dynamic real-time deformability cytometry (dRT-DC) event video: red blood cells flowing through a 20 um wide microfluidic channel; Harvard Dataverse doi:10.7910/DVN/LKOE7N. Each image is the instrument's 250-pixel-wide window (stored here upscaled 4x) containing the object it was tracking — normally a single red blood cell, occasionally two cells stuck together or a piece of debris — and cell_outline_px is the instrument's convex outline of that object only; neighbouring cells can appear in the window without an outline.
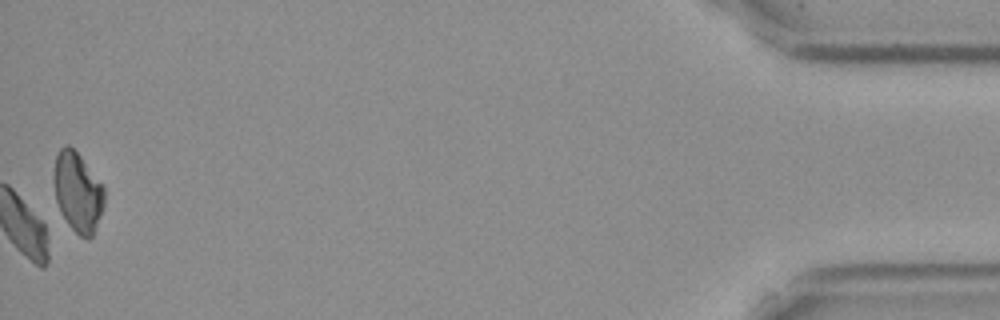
{"species": "Egyptian fruit bat (a non-hibernating species)", "species_latin": "Rousettus aegyptiacus", "temperature_condition": "cold", "stored_images_in_passage": 42, "camera_frame_rate_fps": 3000, "um_per_image_px": 0.085, "frame": {"image": 1, "passage_image": 42, "time_ms": 13.667, "image_size_px": [1000, 320], "cell_outline_px": [[104, 204], [100, 216], [92, 236], [88, 240], [80, 236], [60, 216], [56, 200], [52, 180], [52, 176], [56, 156], [60, 148], [64, 144], [68, 144], [80, 156], [104, 188]], "centroid_in_image_um": [6.56, 16.34], "position_along_channel_um": 428.6, "area_um2": 23.52}}